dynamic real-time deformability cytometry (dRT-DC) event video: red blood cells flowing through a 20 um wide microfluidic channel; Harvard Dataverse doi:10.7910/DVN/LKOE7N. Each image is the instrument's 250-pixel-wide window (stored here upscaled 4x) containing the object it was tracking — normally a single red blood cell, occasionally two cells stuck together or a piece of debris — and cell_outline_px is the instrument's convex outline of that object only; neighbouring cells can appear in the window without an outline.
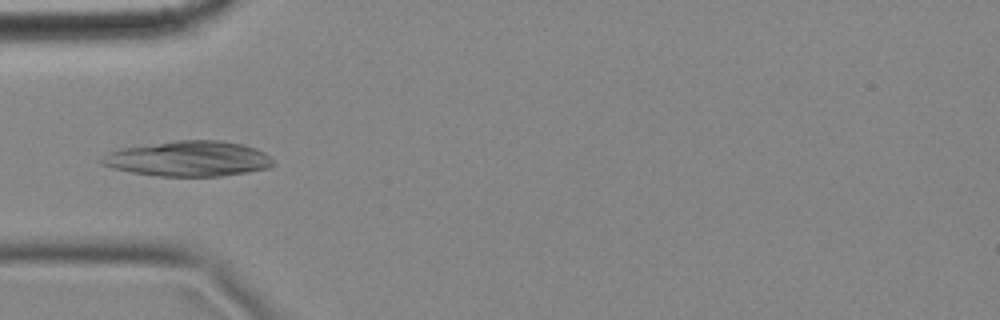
{"species": "common noctule bat (a hibernating species)", "species_latin": "Nyctalus noctula", "temperature_condition": "cold", "stored_images_in_passage": 4, "camera_frame_rate_fps": 3000, "um_per_image_px": 0.085, "animal": {"sex": "female", "body_mass_g": 18.4}, "frame": {"image": 1, "passage_image": 3, "time_ms": 0.667, "image_size_px": [1000, 320], "cell_outline_px": [[272, 164], [268, 168], [220, 176], [160, 176], [132, 172], [112, 168], [100, 164], [100, 160], [108, 152], [124, 148], [180, 140], [220, 140], [244, 144], [256, 148], [264, 152], [272, 160]], "centroid_in_image_um": [16.02, 13.49], "position_along_channel_um": 69.0, "area_um2": 34.85}}
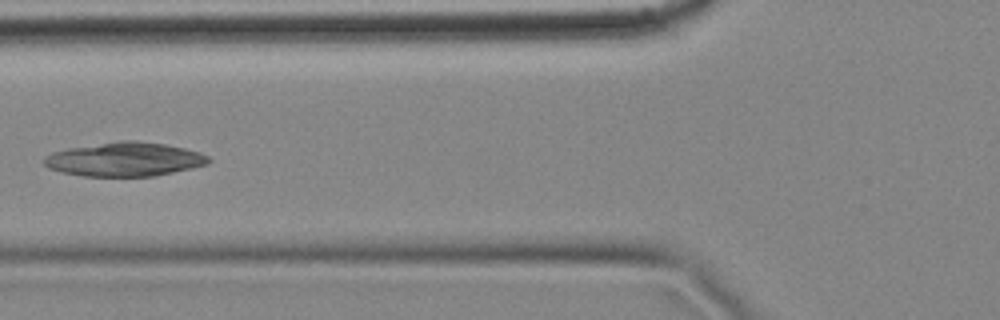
{"frame": {"image": 2, "passage_image": 4, "time_ms": 1.0, "image_size_px": [1000, 320], "cell_outline_px": [[212, 160], [208, 164], [192, 168], [156, 176], [84, 176], [60, 172], [48, 168], [44, 164], [44, 156], [52, 152], [68, 148], [124, 140], [136, 140], [164, 144], [184, 148], [200, 152], [208, 156]], "centroid_in_image_um": [10.6, 13.55], "position_along_channel_um": 115.2, "area_um2": 32.6}}